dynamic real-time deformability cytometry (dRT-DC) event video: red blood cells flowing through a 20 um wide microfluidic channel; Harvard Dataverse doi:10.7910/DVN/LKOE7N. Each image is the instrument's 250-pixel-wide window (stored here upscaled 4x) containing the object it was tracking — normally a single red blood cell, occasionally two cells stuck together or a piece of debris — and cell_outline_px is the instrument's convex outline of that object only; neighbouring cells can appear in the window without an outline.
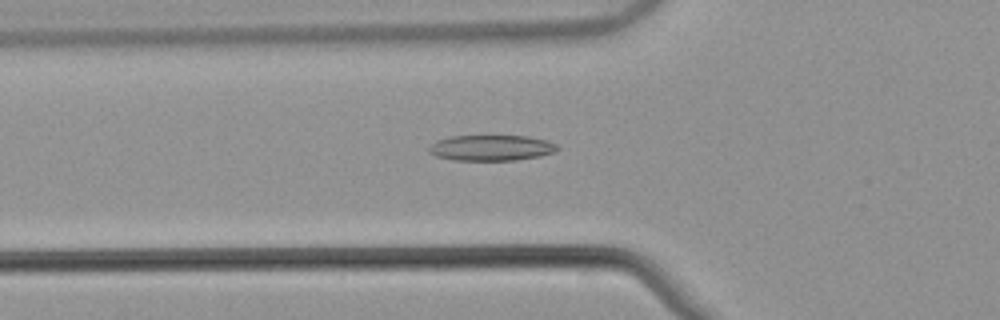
{"species": "common noctule bat (a hibernating species)", "species_latin": "Nyctalus noctula", "temperature_condition": "warm", "stored_images_in_passage": 54, "camera_frame_rate_fps": 3000, "um_per_image_px": 0.085, "animal": {"sex": "male", "body_mass_g": 21.5, "forearm_length_mm": 52.0}, "frame": {"image": 1, "passage_image": 20, "time_ms": 6.333, "image_size_px": [1000, 320], "cell_outline_px": [[560, 148], [556, 152], [540, 156], [516, 160], [452, 160], [436, 156], [428, 152], [428, 148], [436, 140], [448, 136], [528, 136], [548, 140], [556, 144]], "centroid_in_image_um": [41.77, 12.56], "position_along_channel_um": 84.0, "area_um2": 19.42}}
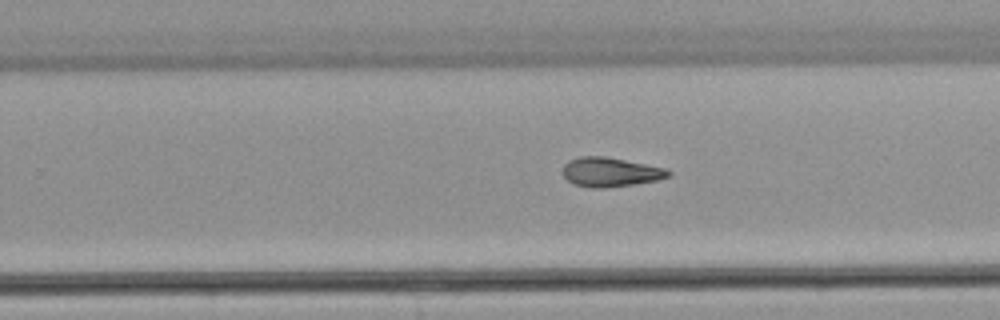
{"frame": {"image": 2, "passage_image": 35, "time_ms": 11.333, "image_size_px": [1000, 320], "cell_outline_px": [[672, 172], [668, 176], [656, 180], [636, 184], [600, 188], [592, 188], [572, 184], [564, 176], [564, 164], [568, 160], [580, 156], [604, 156], [664, 168]], "centroid_in_image_um": [51.84, 14.63], "position_along_channel_um": 278.0, "area_um2": 17.8}}
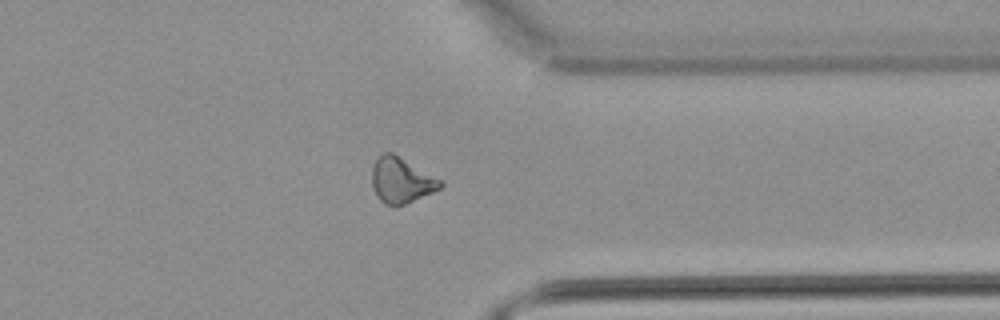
{"frame": {"image": 3, "passage_image": 43, "time_ms": 14.0, "image_size_px": [1000, 320], "cell_outline_px": [[444, 184], [440, 188], [432, 192], [404, 204], [384, 204], [376, 196], [372, 184], [372, 168], [376, 160], [384, 152], [392, 152], [440, 180]], "centroid_in_image_um": [34.07, 15.32], "position_along_channel_um": 377.3, "area_um2": 17.57}, "authors_computed_cell_mechanics": {"area_um2": 18.5538, "velocity_mm_per_s": 3.8748, "shape_relaxation_time_tau1_ms": null, "shape_relaxation_time_tau2_ms": 7.4327, "deformation_change_tau1": null, "deformation_change_tau2": 0.1749}}